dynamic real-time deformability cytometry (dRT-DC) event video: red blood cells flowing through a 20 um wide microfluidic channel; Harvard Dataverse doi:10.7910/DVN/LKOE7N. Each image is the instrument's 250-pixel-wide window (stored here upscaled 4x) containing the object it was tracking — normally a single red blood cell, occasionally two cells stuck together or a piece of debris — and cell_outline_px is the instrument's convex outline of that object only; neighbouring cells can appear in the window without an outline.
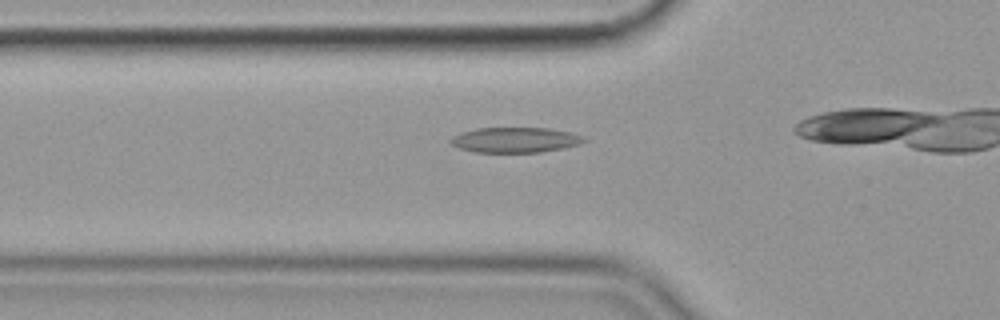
{"species": "common noctule bat (a hibernating species)", "species_latin": "Nyctalus noctula", "temperature_condition": "cold", "stored_images_in_passage": 12, "camera_frame_rate_fps": 3000, "um_per_image_px": 0.085, "animal": {"sex": "female", "body_mass_g": 19.9}, "frame": {"image": 1, "passage_image": 3, "time_ms": 0.667, "image_size_px": [1000, 320], "cell_outline_px": [[588, 140], [580, 144], [540, 152], [476, 152], [460, 148], [452, 144], [448, 140], [452, 136], [460, 132], [476, 128], [548, 128], [572, 132]], "centroid_in_image_um": [43.76, 11.88], "position_along_channel_um": 82.0, "area_um2": 19.54}}
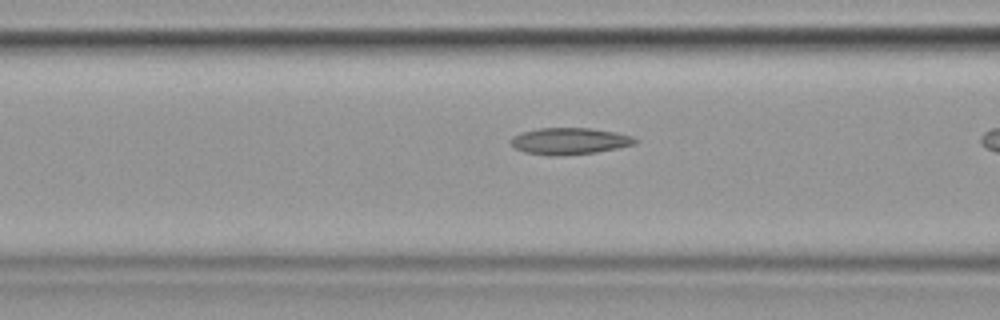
{"frame": {"image": 2, "passage_image": 6, "time_ms": 1.667, "image_size_px": [1000, 320], "cell_outline_px": [[640, 140], [636, 144], [596, 152], [556, 156], [548, 156], [524, 152], [516, 148], [508, 140], [512, 136], [520, 132], [540, 128], [588, 128], [616, 132], [632, 136]], "centroid_in_image_um": [48.39, 11.99], "position_along_channel_um": 118.2, "area_um2": 19.42}}